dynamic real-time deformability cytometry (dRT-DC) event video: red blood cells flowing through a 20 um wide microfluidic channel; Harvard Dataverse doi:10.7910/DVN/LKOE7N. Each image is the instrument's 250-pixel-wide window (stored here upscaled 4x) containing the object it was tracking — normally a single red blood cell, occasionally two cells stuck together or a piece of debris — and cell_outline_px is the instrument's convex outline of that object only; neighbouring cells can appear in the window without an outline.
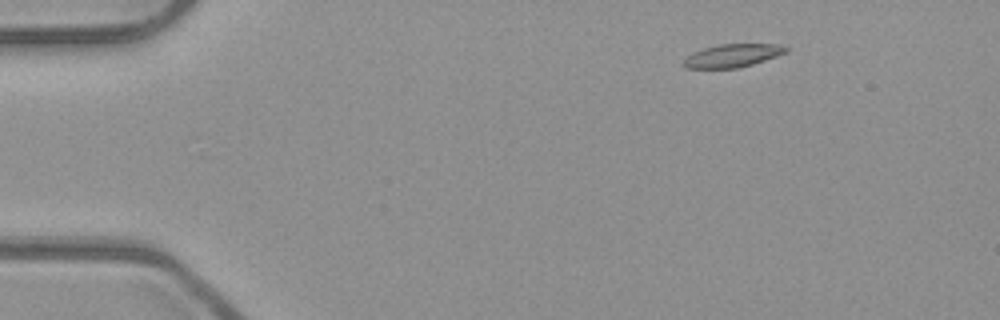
{"species": "common noctule bat (a hibernating species)", "species_latin": "Nyctalus noctula", "temperature_condition": "room temperature", "stored_images_in_passage": 4, "camera_frame_rate_fps": 3000, "um_per_image_px": 0.085, "animal": {"sex": "male", "body_mass_g": 23.1, "forearm_length_mm": 52.7}, "frame": {"image": 1, "passage_image": 1, "time_ms": 0.0, "image_size_px": [1000, 320], "cell_outline_px": [[788, 52], [752, 64], [736, 68], [684, 68], [680, 64], [692, 52], [716, 44], [776, 44], [788, 48]], "centroid_in_image_um": [62.21, 4.72], "position_along_channel_um": 22.8, "area_um2": 13.76}}